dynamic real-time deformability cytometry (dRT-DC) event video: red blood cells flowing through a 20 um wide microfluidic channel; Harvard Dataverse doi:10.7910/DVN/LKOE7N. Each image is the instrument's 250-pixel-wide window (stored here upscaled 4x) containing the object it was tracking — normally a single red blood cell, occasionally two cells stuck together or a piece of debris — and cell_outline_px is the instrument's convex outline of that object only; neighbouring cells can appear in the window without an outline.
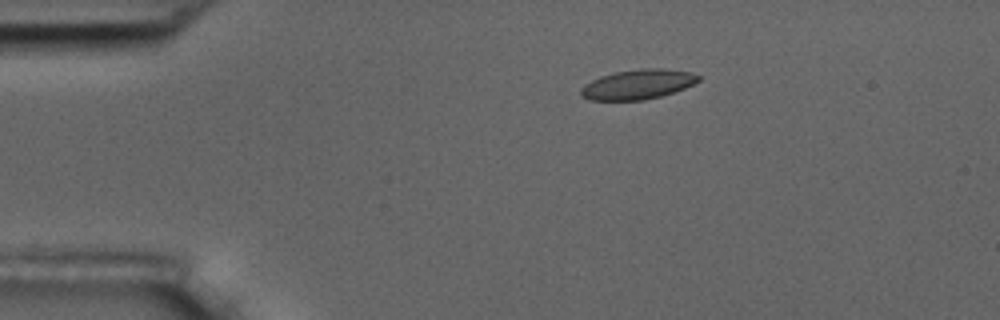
{"species": "common noctule bat (a hibernating species)", "species_latin": "Nyctalus noctula", "temperature_condition": "room temperature", "stored_images_in_passage": 7, "camera_frame_rate_fps": 3000, "um_per_image_px": 0.085, "animal": {"sex": "male", "body_mass_g": 17.5, "forearm_length_mm": 52.3}, "frame": {"image": 1, "passage_image": 4, "time_ms": 3.333, "image_size_px": [1000, 320], "cell_outline_px": [[700, 80], [684, 88], [660, 96], [644, 100], [588, 100], [580, 96], [580, 88], [584, 84], [600, 76], [616, 72], [640, 68], [660, 68], [688, 72], [700, 76]], "centroid_in_image_um": [54.15, 7.17], "position_along_channel_um": 30.8, "area_um2": 20.29}}